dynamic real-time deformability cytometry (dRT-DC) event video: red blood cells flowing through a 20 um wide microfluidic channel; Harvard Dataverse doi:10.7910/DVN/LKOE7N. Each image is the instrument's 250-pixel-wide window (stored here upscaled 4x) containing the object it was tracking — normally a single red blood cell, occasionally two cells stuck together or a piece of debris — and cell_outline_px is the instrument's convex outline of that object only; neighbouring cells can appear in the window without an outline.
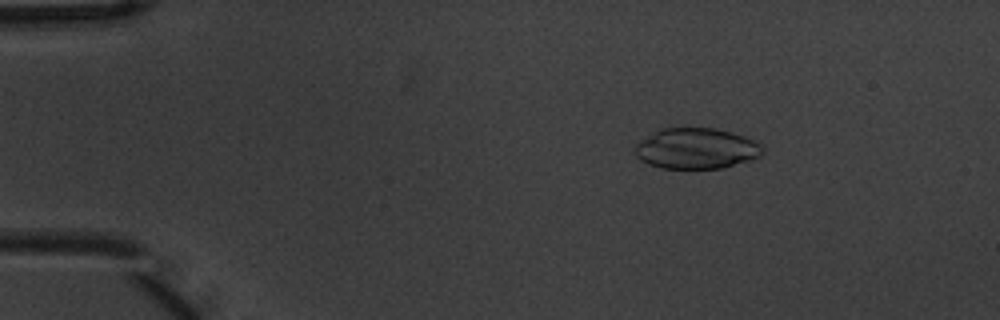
{"species": "common noctule bat (a hibernating species)", "species_latin": "Nyctalus noctula", "temperature_condition": "warm", "stored_images_in_passage": 4, "camera_frame_rate_fps": 3000, "um_per_image_px": 0.085, "animal": {"sex": "male", "body_mass_g": 20.1, "forearm_length_mm": 53.5}, "frame": {"image": 1, "passage_image": 2, "time_ms": 0.333, "image_size_px": [1000, 320], "cell_outline_px": [[764, 156], [752, 160], [720, 168], [664, 168], [648, 164], [640, 160], [636, 156], [636, 144], [660, 128], [684, 124], [716, 128], [732, 132], [756, 140], [764, 144]], "centroid_in_image_um": [59.25, 12.57], "position_along_channel_um": 25.8, "area_um2": 31.33}}